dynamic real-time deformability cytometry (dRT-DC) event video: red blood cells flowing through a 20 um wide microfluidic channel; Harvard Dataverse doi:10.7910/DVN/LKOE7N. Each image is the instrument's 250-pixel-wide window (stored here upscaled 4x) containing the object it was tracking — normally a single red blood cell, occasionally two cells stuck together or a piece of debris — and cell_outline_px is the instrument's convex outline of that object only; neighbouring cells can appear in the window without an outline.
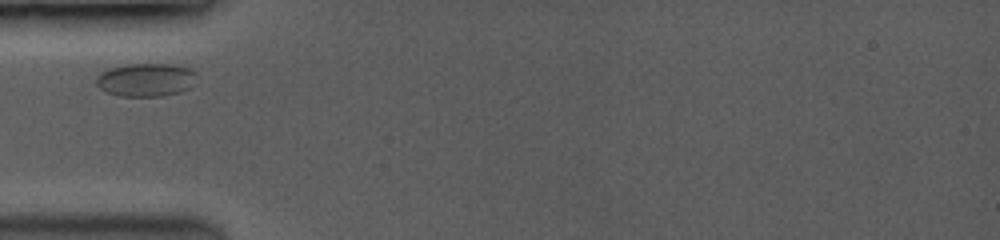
{"species": "common noctule bat (a hibernating species)", "species_latin": "Nyctalus noctula", "temperature_condition": "room temperature", "stored_images_in_passage": 13, "camera_frame_rate_fps": 3500, "um_per_image_px": 0.085, "animal": {"sex": "female", "body_mass_g": 19.0, "forearm_length_mm": 53.3}, "frame": {"image": 1, "passage_image": 1, "time_ms": 0.0, "image_size_px": [1000, 240], "cell_outline_px": [[196, 72], [188, 88], [180, 92], [160, 96], [120, 96], [108, 92], [100, 88], [96, 84], [96, 76], [100, 72], [112, 68], [128, 64], [180, 64]], "centroid_in_image_um": [12.37, 6.77], "position_along_channel_um": 72.6, "area_um2": 19.25}}
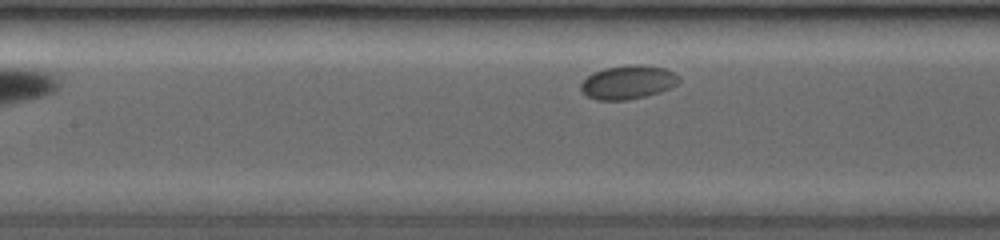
{"frame": {"image": 2, "passage_image": 6, "time_ms": 2.286, "image_size_px": [1000, 240], "cell_outline_px": [[680, 80], [676, 84], [668, 88], [644, 96], [624, 100], [600, 100], [588, 96], [580, 88], [580, 84], [592, 72], [604, 68], [628, 64], [640, 64], [664, 68], [680, 76]], "centroid_in_image_um": [53.36, 6.96], "position_along_channel_um": 154.0, "area_um2": 19.02}}
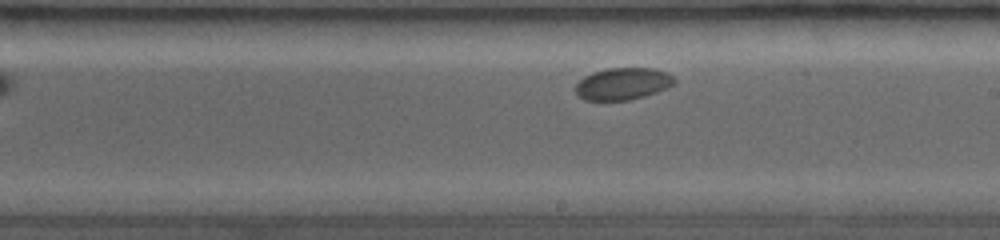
{"frame": {"image": 3, "passage_image": 12, "time_ms": 4.571, "image_size_px": [1000, 240], "cell_outline_px": [[676, 80], [672, 84], [656, 92], [644, 96], [624, 100], [588, 100], [580, 96], [576, 92], [576, 84], [584, 76], [592, 72], [604, 68], [656, 68], [668, 72]], "centroid_in_image_um": [52.93, 7.09], "position_along_channel_um": 236.1, "area_um2": 18.26}}